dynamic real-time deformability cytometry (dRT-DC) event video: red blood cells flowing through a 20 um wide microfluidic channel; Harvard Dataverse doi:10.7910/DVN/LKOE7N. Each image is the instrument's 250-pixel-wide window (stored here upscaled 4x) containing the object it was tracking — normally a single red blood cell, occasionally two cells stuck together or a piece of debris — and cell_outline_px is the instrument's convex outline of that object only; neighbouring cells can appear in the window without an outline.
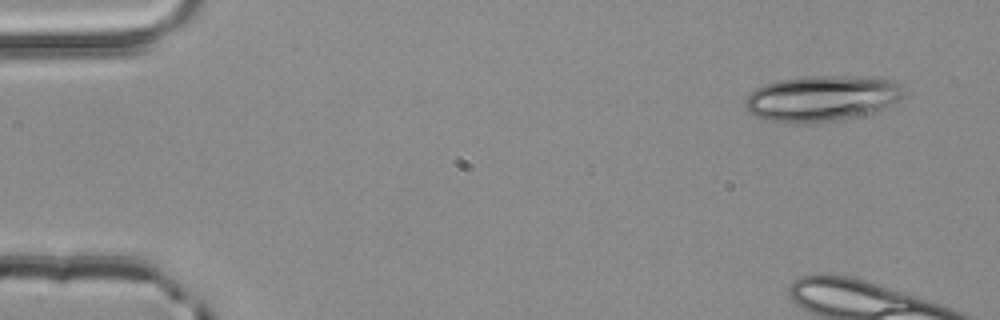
{"species": "common noctule bat (a hibernating species)", "species_latin": "Nyctalus noctula", "temperature_condition": "room temperature", "stored_images_in_passage": 4, "camera_frame_rate_fps": 3000, "um_per_image_px": 0.085, "animal": {"sex": "male", "body_mass_g": 20.4}, "frame": {"image": 1, "passage_image": 1, "time_ms": 0.0, "image_size_px": [1000, 320], "cell_outline_px": [[908, 96], [884, 108], [872, 112], [840, 120], [812, 124], [788, 124], [756, 116], [748, 108], [744, 100], [756, 88], [764, 84], [776, 80], [804, 76], [884, 76], [896, 80], [908, 92]], "centroid_in_image_um": [69.98, 8.34], "position_along_channel_um": 15.0, "area_um2": 43.29}}